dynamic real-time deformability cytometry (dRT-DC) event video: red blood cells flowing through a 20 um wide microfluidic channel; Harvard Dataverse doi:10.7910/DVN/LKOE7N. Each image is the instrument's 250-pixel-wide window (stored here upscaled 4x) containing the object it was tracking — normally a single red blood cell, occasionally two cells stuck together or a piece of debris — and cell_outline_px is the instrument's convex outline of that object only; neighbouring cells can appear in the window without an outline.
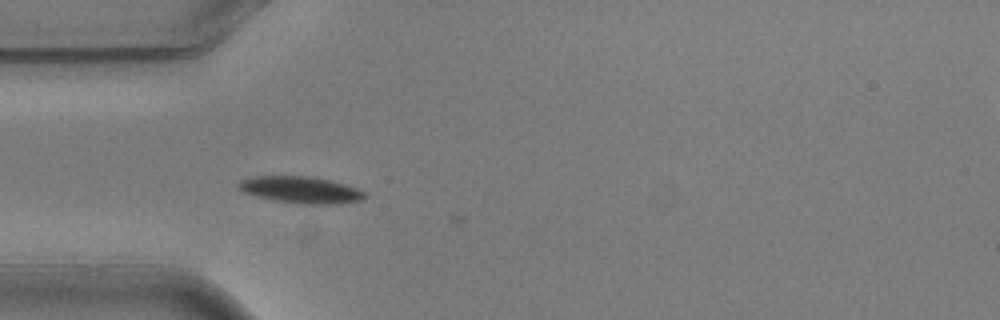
{"species": "common noctule bat (a hibernating species)", "species_latin": "Nyctalus noctula", "temperature_condition": "warm", "stored_images_in_passage": 1, "camera_frame_rate_fps": 3000, "um_per_image_px": 0.085, "animal": {"sex": "male", "body_mass_g": 20.5, "forearm_length_mm": 52.5}, "frame": {"image": 1, "passage_image": 1, "time_ms": 0.0, "image_size_px": [1000, 320], "cell_outline_px": [[368, 196], [360, 200], [332, 204], [304, 204], [276, 200], [244, 192], [236, 184], [240, 180], [252, 176], [312, 176], [344, 184], [356, 188], [364, 192]], "centroid_in_image_um": [25.56, 16.12], "position_along_channel_um": 59.4, "area_um2": 19.31}}